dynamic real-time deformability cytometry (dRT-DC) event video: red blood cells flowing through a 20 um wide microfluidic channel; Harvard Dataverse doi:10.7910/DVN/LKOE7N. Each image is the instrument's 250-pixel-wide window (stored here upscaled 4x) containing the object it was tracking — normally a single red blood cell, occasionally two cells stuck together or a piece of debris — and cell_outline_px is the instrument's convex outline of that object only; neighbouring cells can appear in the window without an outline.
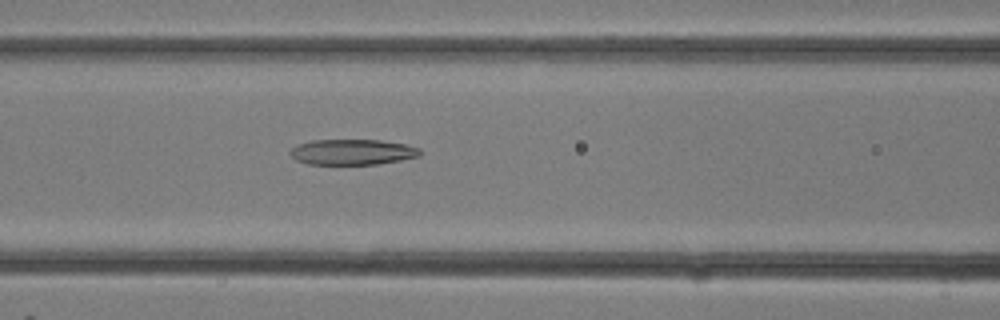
{"species": "common noctule bat (a hibernating species)", "species_latin": "Nyctalus noctula", "temperature_condition": "room temperature", "stored_images_in_passage": 29, "camera_frame_rate_fps": 3000, "um_per_image_px": 0.085, "animal": {"sex": "female"}, "frame": {"image": 1, "passage_image": 12, "time_ms": 3.667, "image_size_px": [1000, 320], "cell_outline_px": [[420, 156], [400, 160], [376, 164], [308, 164], [296, 160], [288, 152], [296, 144], [312, 140], [380, 140], [404, 144], [420, 148]], "centroid_in_image_um": [29.92, 12.92], "position_along_channel_um": 136.7, "area_um2": 19.31}}
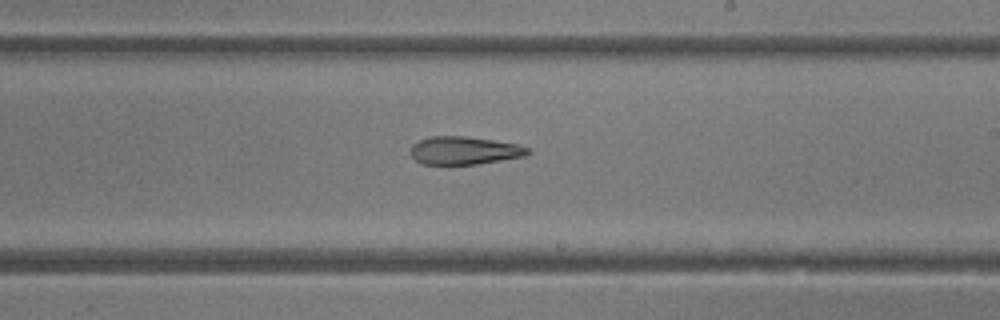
{"frame": {"image": 2, "passage_image": 17, "time_ms": 5.333, "image_size_px": [1000, 320], "cell_outline_px": [[532, 152], [524, 156], [476, 164], [448, 168], [420, 164], [412, 156], [412, 144], [420, 140], [432, 136], [464, 136], [492, 140], [516, 144], [528, 148]], "centroid_in_image_um": [39.4, 12.84], "position_along_channel_um": 249.6, "area_um2": 19.65}}
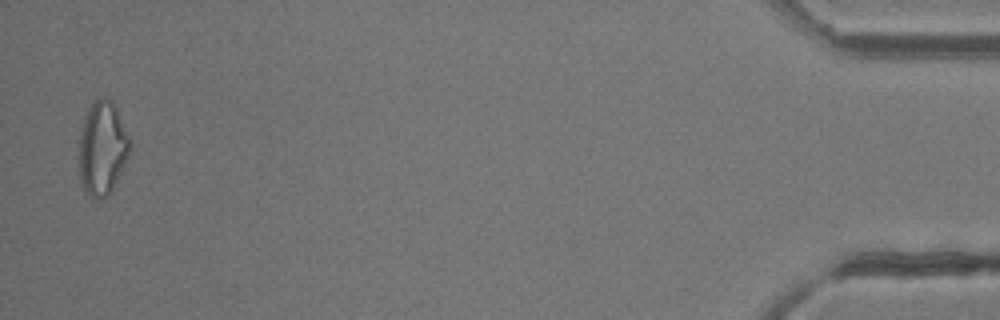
{"frame": {"image": 3, "passage_image": 29, "time_ms": 9.333, "image_size_px": [1000, 320], "cell_outline_px": [[132, 148], [112, 192], [108, 196], [100, 200], [92, 200], [84, 192], [80, 184], [80, 128], [84, 116], [92, 100], [104, 96], [112, 100], [132, 140]], "centroid_in_image_um": [8.71, 12.62], "position_along_channel_um": 426.5, "area_um2": 28.67}}